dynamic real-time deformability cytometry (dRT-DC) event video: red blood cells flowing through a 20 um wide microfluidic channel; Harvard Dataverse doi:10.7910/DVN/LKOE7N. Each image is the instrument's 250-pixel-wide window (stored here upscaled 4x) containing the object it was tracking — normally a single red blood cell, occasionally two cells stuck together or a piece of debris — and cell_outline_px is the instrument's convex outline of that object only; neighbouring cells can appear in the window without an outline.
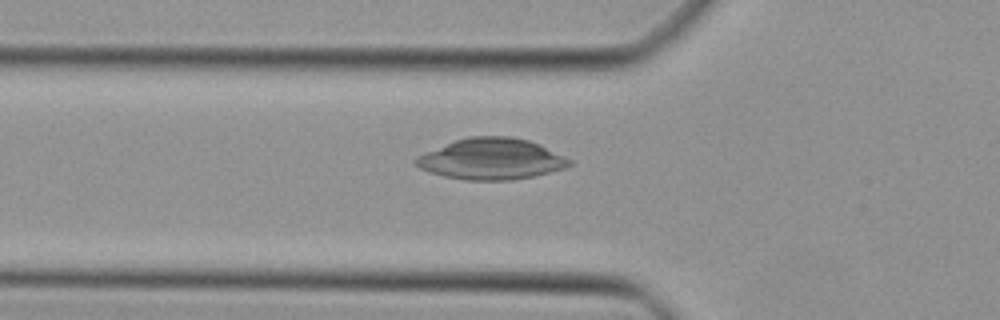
{"species": "Egyptian fruit bat (a non-hibernating species)", "species_latin": "Rousettus aegyptiacus", "temperature_condition": "cold", "stored_images_in_passage": 38, "camera_frame_rate_fps": 3000, "um_per_image_px": 0.085, "animal": {"sex": "female"}, "frame": {"image": 1, "passage_image": 7, "time_ms": 2.0, "image_size_px": [1000, 320], "cell_outline_px": [[572, 164], [564, 168], [536, 176], [512, 180], [464, 180], [444, 176], [420, 168], [412, 160], [416, 156], [424, 152], [456, 140], [468, 136], [512, 136], [528, 140], [540, 144], [572, 160]], "centroid_in_image_um": [41.77, 13.51], "position_along_channel_um": 84.0, "area_um2": 36.88}}
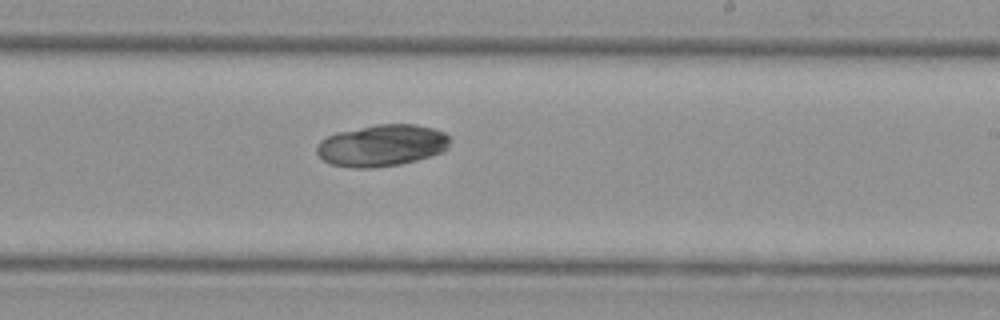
{"frame": {"image": 2, "passage_image": 19, "time_ms": 6.0, "image_size_px": [1000, 320], "cell_outline_px": [[448, 148], [440, 152], [416, 160], [400, 164], [372, 168], [352, 168], [332, 164], [324, 160], [316, 152], [316, 144], [320, 140], [336, 132], [372, 124], [416, 124], [436, 128], [444, 132], [448, 136]], "centroid_in_image_um": [32.42, 12.34], "position_along_channel_um": 256.6, "area_um2": 32.54}}
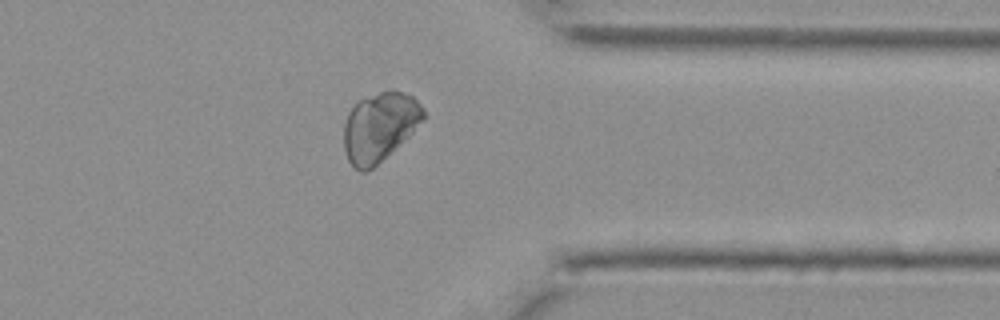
{"frame": {"image": 3, "passage_image": 28, "time_ms": 9.0, "image_size_px": [1000, 320], "cell_outline_px": [[424, 120], [408, 136], [368, 172], [360, 172], [348, 160], [344, 148], [344, 124], [348, 112], [360, 100], [380, 92], [392, 88], [412, 96], [424, 108]], "centroid_in_image_um": [32.26, 10.77], "position_along_channel_um": 379.1, "area_um2": 31.67}}